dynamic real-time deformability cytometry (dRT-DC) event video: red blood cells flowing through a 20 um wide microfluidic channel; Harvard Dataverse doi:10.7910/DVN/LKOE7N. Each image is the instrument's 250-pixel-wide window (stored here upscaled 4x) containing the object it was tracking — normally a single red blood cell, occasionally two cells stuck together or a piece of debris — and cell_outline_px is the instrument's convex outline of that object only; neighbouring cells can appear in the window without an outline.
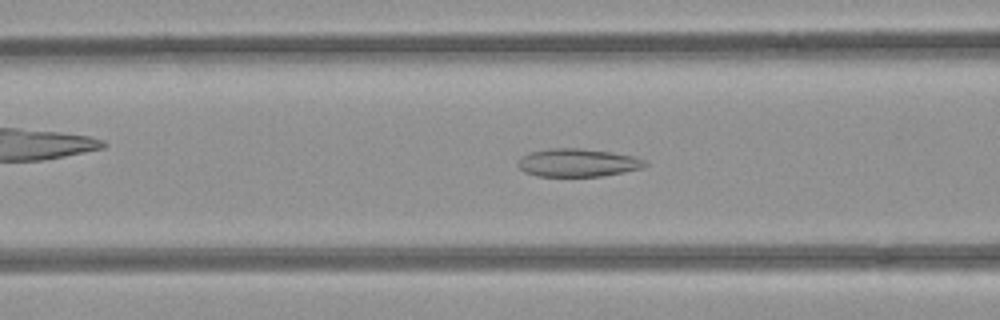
{"species": "common noctule bat (a hibernating species)", "species_latin": "Nyctalus noctula", "temperature_condition": "room temperature", "stored_images_in_passage": 51, "camera_frame_rate_fps": 3000, "um_per_image_px": 0.085, "animal": {"sex": "female", "body_mass_g": 21.9}, "frame": {"image": 1, "passage_image": 20, "time_ms": 6.333, "image_size_px": [1000, 320], "cell_outline_px": [[648, 164], [644, 168], [600, 176], [536, 176], [524, 172], [516, 164], [520, 156], [532, 152], [552, 148], [580, 148], [612, 152], [632, 156], [644, 160]], "centroid_in_image_um": [49.08, 13.83], "position_along_channel_um": 117.5, "area_um2": 20.75}}
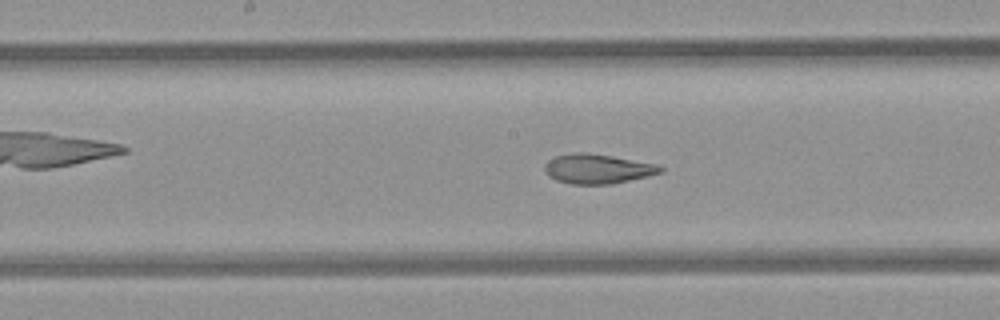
{"frame": {"image": 2, "passage_image": 26, "time_ms": 8.333, "image_size_px": [1000, 320], "cell_outline_px": [[664, 172], [648, 176], [612, 184], [572, 184], [556, 180], [548, 176], [544, 172], [544, 164], [548, 160], [556, 156], [572, 152], [584, 152], [612, 156], [656, 164], [664, 168]], "centroid_in_image_um": [50.77, 14.35], "position_along_channel_um": 197.4, "area_um2": 20.06}}
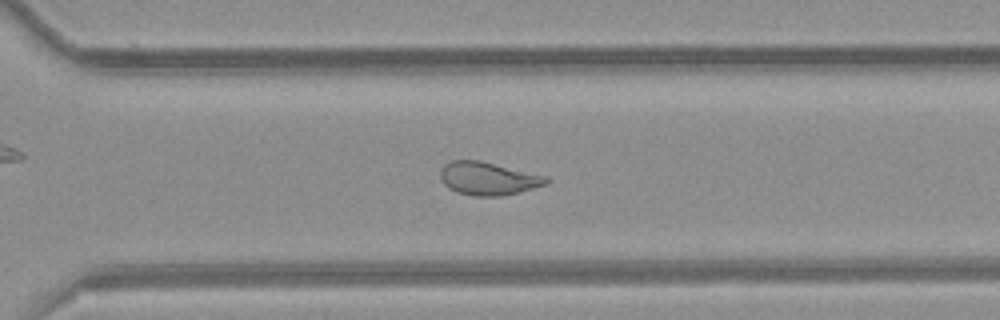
{"frame": {"image": 3, "passage_image": 36, "time_ms": 11.667, "image_size_px": [1000, 320], "cell_outline_px": [[552, 180], [548, 184], [520, 192], [500, 196], [476, 196], [456, 192], [448, 188], [440, 180], [440, 172], [444, 164], [452, 160], [480, 160], [548, 176]], "centroid_in_image_um": [41.52, 15.17], "position_along_channel_um": 329.1, "area_um2": 20.69}, "authors_computed_cell_mechanics": {"area_um2": 22.7732, "velocity_mm_per_s": 3.9778, "shape_relaxation_time_tau1_ms": null, "shape_relaxation_time_tau2_ms": 2.2207, "deformation_change_tau1": null, "deformation_change_tau2": 0.0871}}